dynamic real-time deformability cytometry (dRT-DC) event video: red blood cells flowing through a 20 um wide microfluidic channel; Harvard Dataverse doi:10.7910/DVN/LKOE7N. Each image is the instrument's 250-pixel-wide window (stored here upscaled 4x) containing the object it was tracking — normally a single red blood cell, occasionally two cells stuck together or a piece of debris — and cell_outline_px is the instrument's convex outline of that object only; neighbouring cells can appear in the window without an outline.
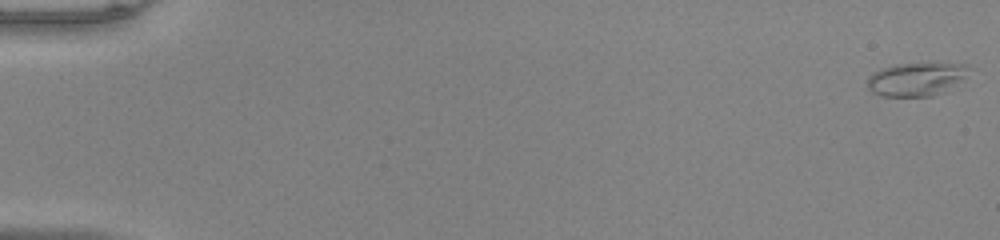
{"species": "common noctule bat (a hibernating species)", "species_latin": "Nyctalus noctula", "temperature_condition": "warm", "stored_images_in_passage": 52, "camera_frame_rate_fps": 3000, "um_per_image_px": 0.085, "animal": {"sex": "male", "body_mass_g": 20.0, "forearm_length_mm": 53.3}, "frame": {"image": 1, "passage_image": 1, "time_ms": 0.0, "image_size_px": [1000, 240], "cell_outline_px": [[976, 68], [964, 80], [944, 92], [932, 96], [880, 96], [872, 92], [868, 88], [868, 76], [872, 72], [880, 68], [896, 64], [968, 64]], "centroid_in_image_um": [77.96, 6.72], "position_along_channel_um": 7.0, "area_um2": 20.17}}
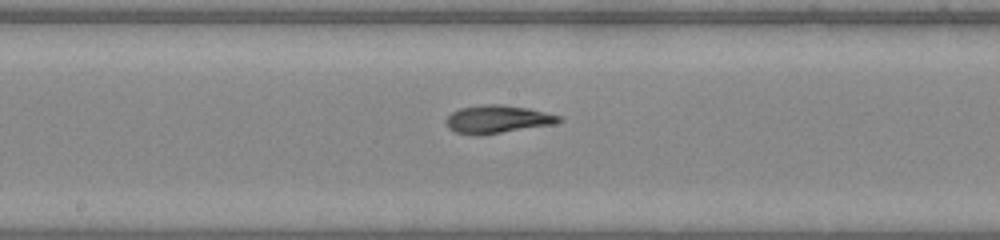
{"frame": {"image": 2, "passage_image": 29, "time_ms": 9.333, "image_size_px": [1000, 240], "cell_outline_px": [[564, 120], [556, 124], [476, 136], [472, 136], [456, 132], [448, 128], [444, 120], [452, 112], [460, 108], [484, 104], [500, 104], [528, 108], [560, 116]], "centroid_in_image_um": [42.27, 10.14], "position_along_channel_um": 205.9, "area_um2": 18.5}}
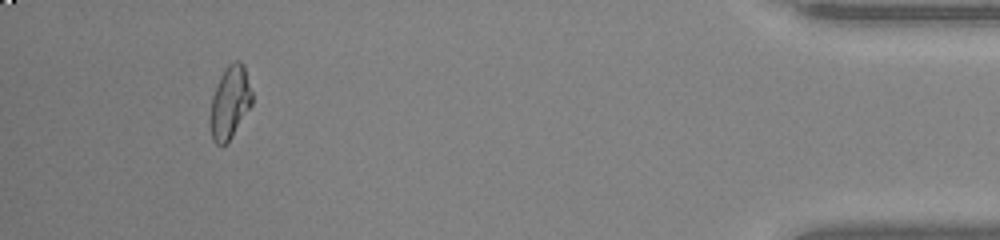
{"frame": {"image": 3, "passage_image": 49, "time_ms": 16.0, "image_size_px": [1000, 240], "cell_outline_px": [[252, 104], [232, 136], [224, 144], [216, 144], [212, 140], [212, 96], [220, 76], [224, 68], [228, 64], [236, 60], [240, 60], [244, 64], [252, 92]], "centroid_in_image_um": [19.58, 8.63], "position_along_channel_um": 415.6, "area_um2": 17.28}, "authors_computed_cell_mechanics": {"area_um2": 18.4671, "velocity_mm_per_s": 4.0546, "shape_relaxation_time_tau1_ms": 9.6856, "shape_relaxation_time_tau2_ms": 2.4582, "deformation_change_tau1": 0.3366, "deformation_change_tau2": 0.0801}}